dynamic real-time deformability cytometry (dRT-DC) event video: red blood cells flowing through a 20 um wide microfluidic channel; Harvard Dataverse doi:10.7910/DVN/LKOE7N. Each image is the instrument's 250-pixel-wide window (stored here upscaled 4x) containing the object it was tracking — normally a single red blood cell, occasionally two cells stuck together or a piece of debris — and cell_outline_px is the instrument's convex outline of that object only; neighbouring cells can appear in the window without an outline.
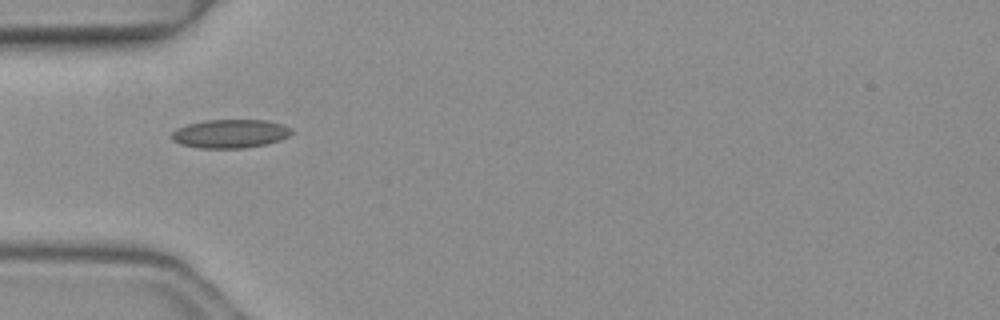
{"species": "common noctule bat (a hibernating species)", "species_latin": "Nyctalus noctula", "temperature_condition": "warm", "stored_images_in_passage": 4, "camera_frame_rate_fps": 3000, "um_per_image_px": 0.085, "animal": {"sex": "female", "body_mass_g": 19.3, "forearm_length_mm": 54.1}, "frame": {"image": 1, "passage_image": 4, "time_ms": 1.0, "image_size_px": [1000, 320], "cell_outline_px": [[292, 132], [288, 136], [280, 140], [264, 144], [244, 148], [200, 148], [180, 144], [172, 140], [172, 132], [176, 128], [188, 124], [204, 120], [268, 120], [284, 124], [292, 128]], "centroid_in_image_um": [19.57, 11.35], "position_along_channel_um": 65.4, "area_um2": 20.06}}